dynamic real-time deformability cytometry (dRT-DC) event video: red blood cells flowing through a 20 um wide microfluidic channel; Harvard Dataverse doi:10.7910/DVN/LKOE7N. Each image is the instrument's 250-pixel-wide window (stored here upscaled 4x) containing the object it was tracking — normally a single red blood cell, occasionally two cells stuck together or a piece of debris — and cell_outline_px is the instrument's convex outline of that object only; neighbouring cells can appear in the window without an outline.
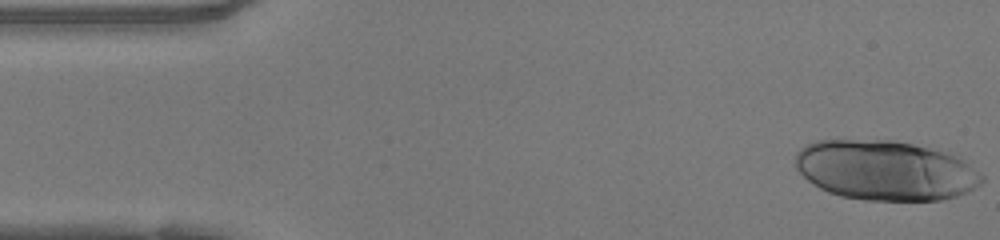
{"species": "human", "species_latin": "Homo sapiens", "temperature_condition": "warm", "stored_images_in_passage": 16, "camera_frame_rate_fps": 3000, "um_per_image_px": 0.085, "donor": {"sex": "female"}, "frame": {"image": 1, "passage_image": 1, "time_ms": 0.0, "image_size_px": [1000, 240], "cell_outline_px": [[984, 180], [980, 184], [968, 192], [956, 196], [940, 200], [864, 200], [840, 196], [828, 192], [820, 188], [808, 180], [796, 168], [796, 152], [800, 148], [816, 140], [892, 140], [912, 144], [944, 152], [956, 156], [964, 160], [980, 172], [984, 176]], "centroid_in_image_um": [75.26, 14.48], "position_along_channel_um": 9.7, "area_um2": 64.97}}